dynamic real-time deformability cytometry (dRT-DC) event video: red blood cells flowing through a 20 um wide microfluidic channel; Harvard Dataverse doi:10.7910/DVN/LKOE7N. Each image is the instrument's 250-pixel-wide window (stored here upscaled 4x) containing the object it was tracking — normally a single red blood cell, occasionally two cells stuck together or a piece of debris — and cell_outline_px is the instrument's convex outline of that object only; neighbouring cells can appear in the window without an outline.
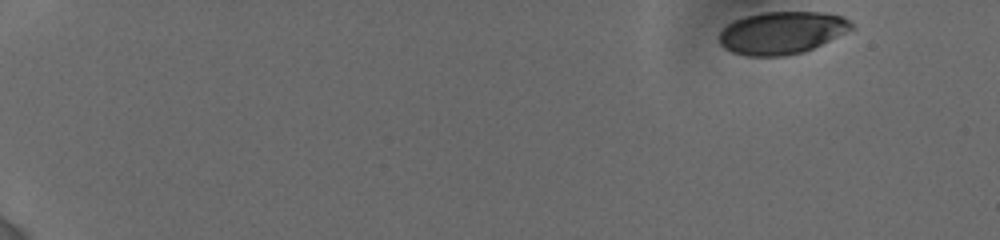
{"species": "human", "species_latin": "Homo sapiens", "temperature_condition": "cold", "stored_images_in_passage": 33, "camera_frame_rate_fps": 3000, "um_per_image_px": 0.085, "donor": {"sex": "female"}, "frame": {"image": 1, "passage_image": 1, "time_ms": 0.0, "image_size_px": [1000, 240], "cell_outline_px": [[856, 28], [804, 52], [784, 56], [748, 56], [732, 52], [724, 48], [720, 44], [720, 32], [732, 20], [744, 16], [764, 12], [820, 12], [840, 16], [848, 20]], "centroid_in_image_um": [66.44, 2.79], "position_along_channel_um": 18.6, "area_um2": 32.71}}
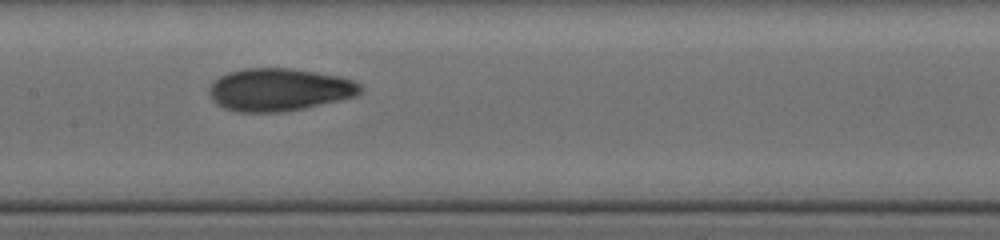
{"frame": {"image": 2, "passage_image": 18, "time_ms": 8.667, "image_size_px": [1000, 240], "cell_outline_px": [[364, 88], [356, 96], [340, 100], [304, 108], [280, 112], [236, 112], [224, 108], [216, 104], [208, 96], [208, 88], [220, 76], [228, 72], [244, 68], [292, 68], [340, 76], [352, 80], [360, 84]], "centroid_in_image_um": [23.71, 7.62], "position_along_channel_um": 183.7, "area_um2": 37.8}}
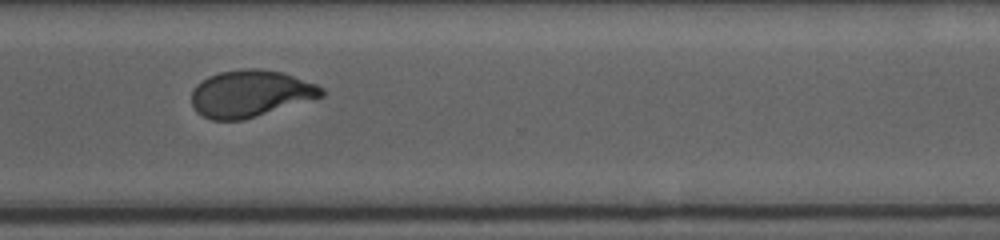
{"frame": {"image": 3, "passage_image": 32, "time_ms": 13.0, "image_size_px": [1000, 240], "cell_outline_px": [[324, 96], [312, 100], [244, 120], [212, 120], [196, 112], [192, 104], [192, 92], [196, 84], [208, 76], [220, 72], [244, 68], [256, 68], [284, 72], [316, 84], [324, 88]], "centroid_in_image_um": [21.3, 7.95], "position_along_channel_um": 349.3, "area_um2": 35.72}}